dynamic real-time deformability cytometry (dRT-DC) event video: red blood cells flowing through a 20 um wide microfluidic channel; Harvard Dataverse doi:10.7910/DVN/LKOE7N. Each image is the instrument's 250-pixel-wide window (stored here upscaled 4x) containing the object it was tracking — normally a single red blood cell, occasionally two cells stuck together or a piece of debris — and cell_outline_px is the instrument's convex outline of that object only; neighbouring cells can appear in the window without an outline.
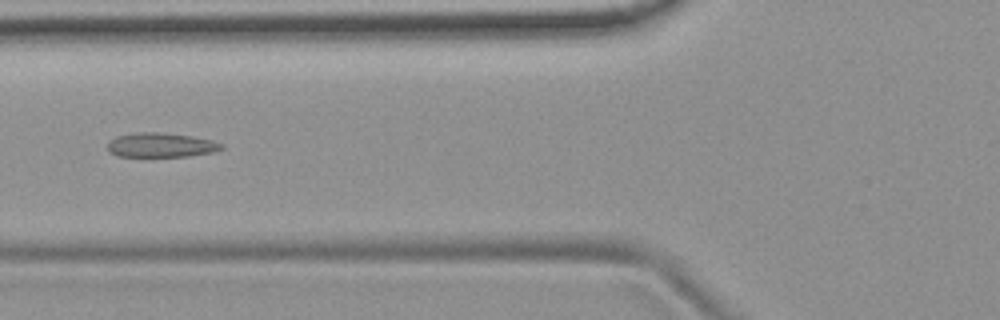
{"species": "common noctule bat (a hibernating species)", "species_latin": "Nyctalus noctula", "temperature_condition": "room temperature", "stored_images_in_passage": 9, "camera_frame_rate_fps": 3000, "um_per_image_px": 0.085, "animal": {"sex": "female", "body_mass_g": 19.9}, "frame": {"image": 1, "passage_image": 6, "time_ms": 6.0, "image_size_px": [1000, 320], "cell_outline_px": [[224, 148], [212, 152], [188, 156], [116, 156], [108, 152], [108, 140], [116, 136], [136, 132], [160, 132], [192, 136], [212, 140], [224, 144]], "centroid_in_image_um": [13.65, 12.32], "position_along_channel_um": 112.1, "area_um2": 16.3}}
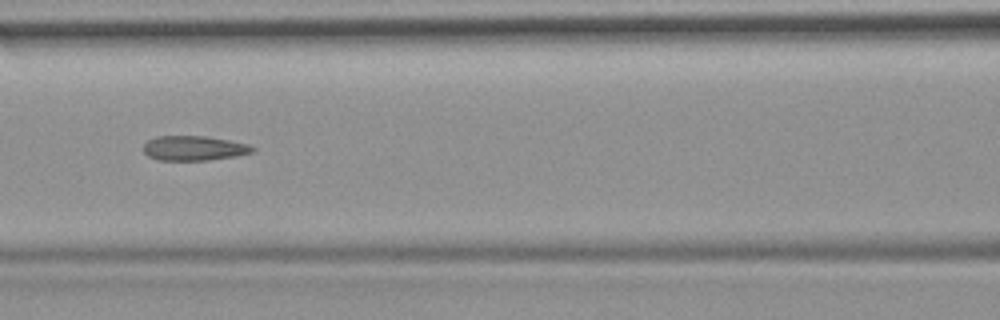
{"frame": {"image": 2, "passage_image": 7, "time_ms": 7.0, "image_size_px": [1000, 320], "cell_outline_px": [[256, 152], [236, 156], [208, 160], [160, 160], [148, 156], [144, 152], [144, 144], [148, 140], [156, 136], [204, 136], [228, 140], [248, 144], [256, 148]], "centroid_in_image_um": [16.51, 12.6], "position_along_channel_um": 150.1, "area_um2": 15.72}}
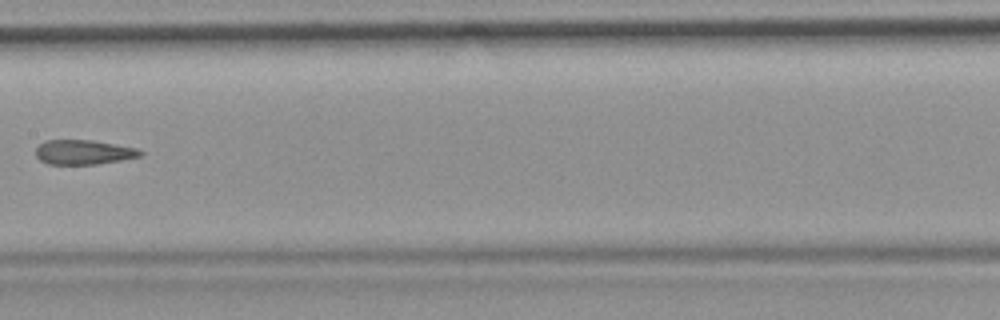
{"frame": {"image": 3, "passage_image": 8, "time_ms": 8.333, "image_size_px": [1000, 320], "cell_outline_px": [[144, 152], [140, 156], [120, 160], [96, 164], [48, 164], [40, 160], [36, 156], [36, 148], [44, 140], [92, 140], [136, 148]], "centroid_in_image_um": [7.07, 12.93], "position_along_channel_um": 200.3, "area_um2": 14.85}}